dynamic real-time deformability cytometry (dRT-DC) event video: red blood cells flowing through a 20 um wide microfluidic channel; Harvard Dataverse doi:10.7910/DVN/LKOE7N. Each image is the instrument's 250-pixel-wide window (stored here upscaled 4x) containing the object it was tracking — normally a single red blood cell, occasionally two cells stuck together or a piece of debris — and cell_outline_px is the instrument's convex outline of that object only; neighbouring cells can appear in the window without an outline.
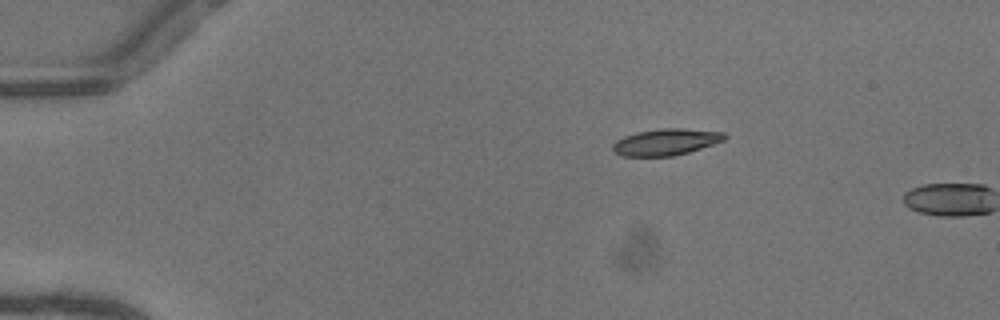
{"species": "common noctule bat (a hibernating species)", "species_latin": "Nyctalus noctula", "temperature_condition": "warm", "stored_images_in_passage": 2, "camera_frame_rate_fps": 3000, "um_per_image_px": 0.085, "animal": {"sex": "female"}, "frame": {"image": 1, "passage_image": 1, "time_ms": 0.0, "image_size_px": [1000, 320], "cell_outline_px": [[728, 136], [724, 140], [688, 152], [672, 156], [624, 156], [612, 152], [612, 144], [616, 140], [624, 136], [636, 132], [660, 128], [680, 128], [724, 132]], "centroid_in_image_um": [56.56, 12.06], "position_along_channel_um": 28.4, "area_um2": 17.28}}